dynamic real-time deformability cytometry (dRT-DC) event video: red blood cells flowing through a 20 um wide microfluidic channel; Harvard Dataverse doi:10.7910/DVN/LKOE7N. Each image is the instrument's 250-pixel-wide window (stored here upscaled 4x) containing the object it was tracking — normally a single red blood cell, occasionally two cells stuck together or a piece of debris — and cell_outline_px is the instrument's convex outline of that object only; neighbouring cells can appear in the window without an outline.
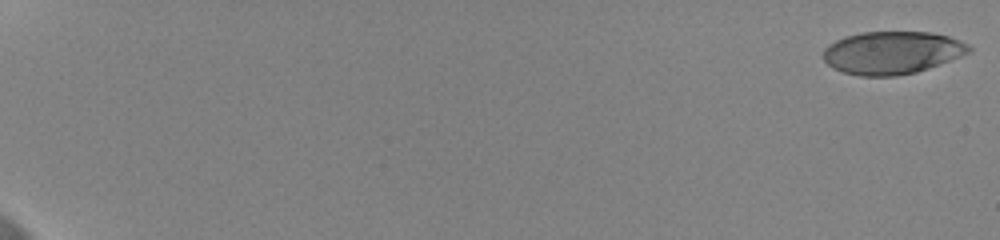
{"species": "human", "species_latin": "Homo sapiens", "temperature_condition": "cold", "stored_images_in_passage": 55, "camera_frame_rate_fps": 3000, "um_per_image_px": 0.085, "donor": {"sex": "female"}, "frame": {"image": 1, "passage_image": 1, "time_ms": 0.0, "image_size_px": [1000, 240], "cell_outline_px": [[972, 52], [928, 68], [916, 72], [896, 76], [860, 76], [844, 72], [832, 68], [824, 60], [824, 48], [828, 44], [836, 40], [860, 32], [932, 32], [948, 36], [960, 40], [968, 44], [972, 48]], "centroid_in_image_um": [75.84, 4.47], "position_along_channel_um": 9.2, "area_um2": 36.3}}
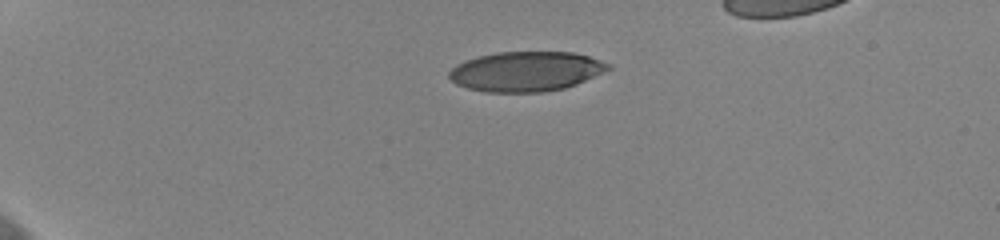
{"frame": {"image": 2, "passage_image": 16, "time_ms": 5.0, "image_size_px": [1000, 240], "cell_outline_px": [[612, 68], [576, 84], [564, 88], [544, 92], [484, 92], [468, 88], [456, 84], [448, 76], [448, 72], [456, 64], [464, 60], [496, 52], [572, 52], [588, 56], [612, 64]], "centroid_in_image_um": [44.7, 6.07], "position_along_channel_um": 40.3, "area_um2": 36.93}}
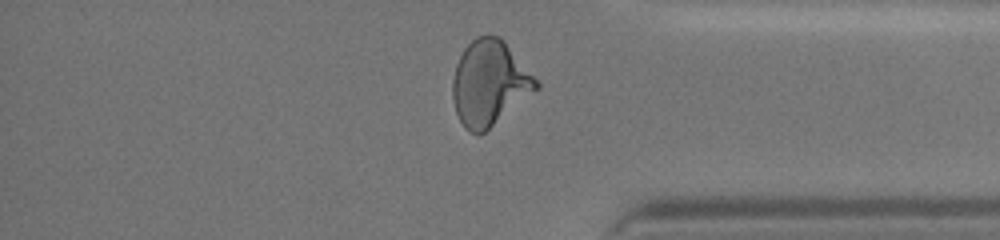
{"frame": {"image": 3, "passage_image": 51, "time_ms": 16.667, "image_size_px": [1000, 240], "cell_outline_px": [[540, 88], [480, 136], [468, 132], [464, 128], [456, 112], [452, 100], [452, 80], [456, 64], [464, 48], [476, 36], [500, 36], [504, 40], [540, 84]], "centroid_in_image_um": [41.59, 7.1], "position_along_channel_um": 393.6, "area_um2": 41.5}, "authors_computed_cell_mechanics": {"area_um2": 39.1306, "velocity_mm_per_s": 3.6481, "shape_relaxation_time_tau1_ms": 4.7208, "shape_relaxation_time_tau2_ms": 0.9647, "deformation_change_tau1": 0.1706, "deformation_change_tau2": 0.0744}}